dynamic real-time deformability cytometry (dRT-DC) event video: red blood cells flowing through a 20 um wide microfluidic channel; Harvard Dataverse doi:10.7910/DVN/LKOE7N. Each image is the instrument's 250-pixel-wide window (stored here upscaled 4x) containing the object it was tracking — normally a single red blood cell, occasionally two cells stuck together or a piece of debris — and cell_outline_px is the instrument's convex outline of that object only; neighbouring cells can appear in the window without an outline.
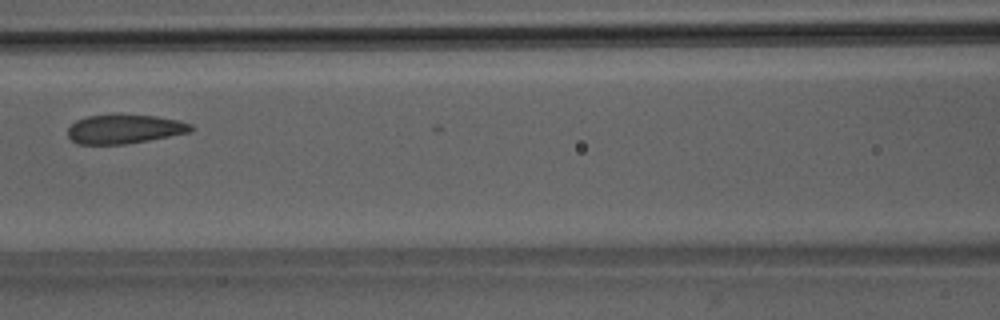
{"species": "Egyptian fruit bat (a non-hibernating species)", "species_latin": "Rousettus aegyptiacus", "temperature_condition": "room temperature", "stored_images_in_passage": 7, "camera_frame_rate_fps": 3000, "um_per_image_px": 0.085, "animal": {"sex": "male"}, "frame": {"image": 1, "passage_image": 5, "time_ms": 4.667, "image_size_px": [1000, 320], "cell_outline_px": [[196, 128], [192, 132], [148, 140], [124, 144], [76, 144], [68, 136], [68, 128], [76, 120], [88, 116], [120, 112], [156, 116], [180, 120], [192, 124]], "centroid_in_image_um": [10.62, 10.93], "position_along_channel_um": 156.0, "area_um2": 21.56}}